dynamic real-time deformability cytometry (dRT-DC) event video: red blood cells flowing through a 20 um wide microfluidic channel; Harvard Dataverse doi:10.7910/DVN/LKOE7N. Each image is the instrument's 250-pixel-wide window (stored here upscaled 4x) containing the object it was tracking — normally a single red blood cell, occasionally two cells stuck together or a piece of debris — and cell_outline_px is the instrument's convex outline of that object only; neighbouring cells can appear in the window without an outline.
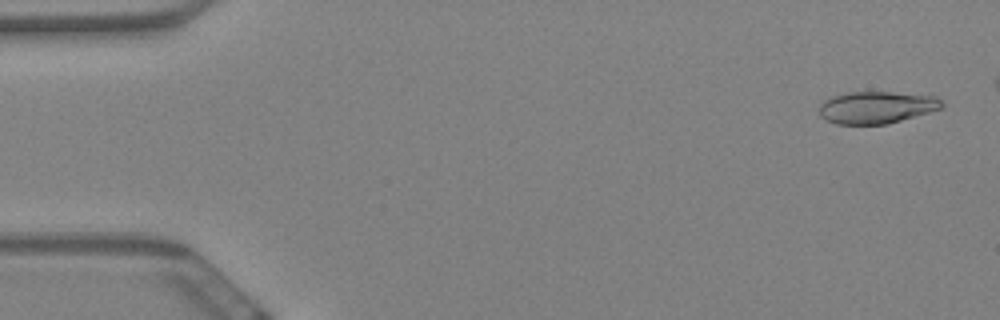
{"species": "Egyptian fruit bat (a non-hibernating species)", "species_latin": "Rousettus aegyptiacus", "temperature_condition": "warm", "stored_images_in_passage": 55, "camera_frame_rate_fps": 3000, "um_per_image_px": 0.085, "animal": {"sex": "female"}, "frame": {"image": 1, "passage_image": 3, "time_ms": 0.667, "image_size_px": [1000, 320], "cell_outline_px": [[944, 108], [888, 124], [836, 124], [820, 116], [820, 104], [824, 100], [832, 96], [848, 92], [892, 92], [936, 96], [944, 104]], "centroid_in_image_um": [74.53, 9.12], "position_along_channel_um": 10.5, "area_um2": 23.0}}
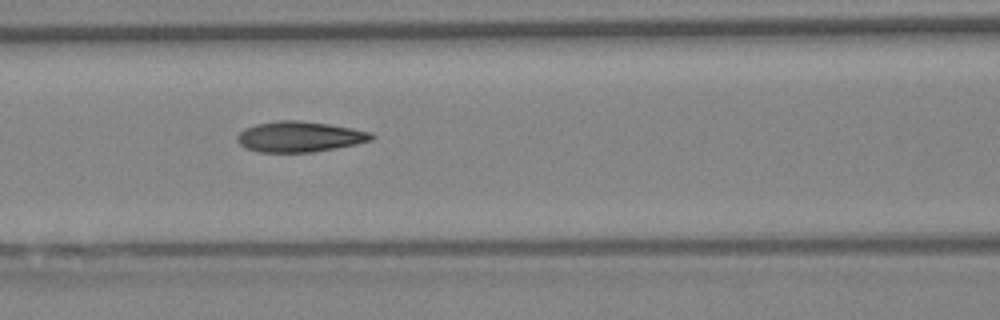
{"frame": {"image": 2, "passage_image": 26, "time_ms": 8.333, "image_size_px": [1000, 320], "cell_outline_px": [[376, 136], [372, 140], [356, 144], [336, 148], [312, 152], [260, 152], [244, 148], [236, 140], [236, 136], [244, 128], [256, 124], [276, 120], [300, 120], [328, 124], [352, 128], [372, 132]], "centroid_in_image_um": [25.45, 11.61], "position_along_channel_um": 141.1, "area_um2": 24.1}}
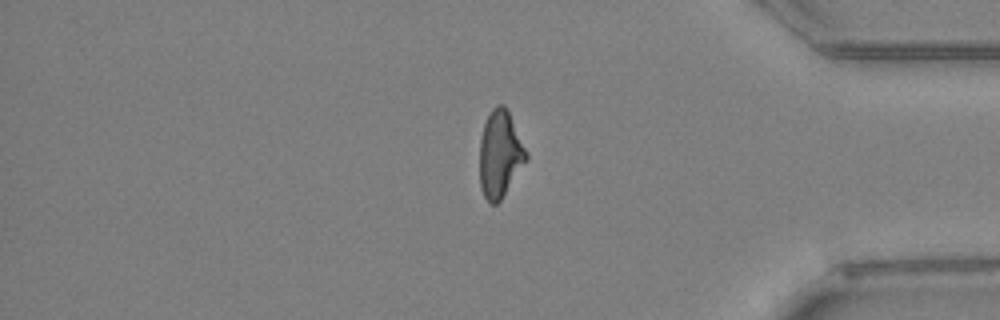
{"frame": {"image": 3, "passage_image": 50, "time_ms": 16.333, "image_size_px": [1000, 320], "cell_outline_px": [[528, 160], [500, 200], [496, 204], [492, 204], [484, 196], [480, 188], [480, 140], [484, 124], [492, 108], [496, 104], [504, 104], [528, 152]], "centroid_in_image_um": [42.51, 13.1], "position_along_channel_um": 392.7, "area_um2": 23.47}, "authors_computed_cell_mechanics": {"area_um2": 23.2934, "velocity_mm_per_s": 3.4557, "shape_relaxation_time_tau1_ms": 10.0455, "shape_relaxation_time_tau2_ms": 2.4708, "deformation_change_tau1": 0.2483, "deformation_change_tau2": 0.1041}}